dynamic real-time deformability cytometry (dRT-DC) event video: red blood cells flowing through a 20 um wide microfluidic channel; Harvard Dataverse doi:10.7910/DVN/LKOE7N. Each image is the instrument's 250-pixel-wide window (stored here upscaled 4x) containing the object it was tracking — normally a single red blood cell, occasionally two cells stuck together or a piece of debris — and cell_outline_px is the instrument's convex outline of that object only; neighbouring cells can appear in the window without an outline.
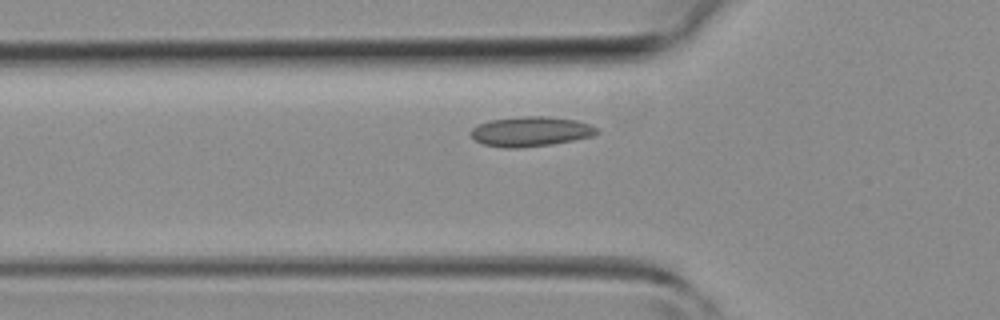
{"species": "common noctule bat (a hibernating species)", "species_latin": "Nyctalus noctula", "temperature_condition": "room temperature", "stored_images_in_passage": 29, "camera_frame_rate_fps": 3000, "um_per_image_px": 0.085, "animal": {"sex": "female", "body_mass_g": 19.3, "forearm_length_mm": 54.1}, "frame": {"image": 1, "passage_image": 2, "time_ms": 0.333, "image_size_px": [1000, 320], "cell_outline_px": [[600, 132], [592, 136], [552, 144], [520, 148], [504, 148], [484, 144], [476, 140], [472, 136], [472, 128], [488, 120], [524, 116], [548, 116], [576, 120], [600, 128]], "centroid_in_image_um": [45.14, 11.17], "position_along_channel_um": 80.7, "area_um2": 21.85}}
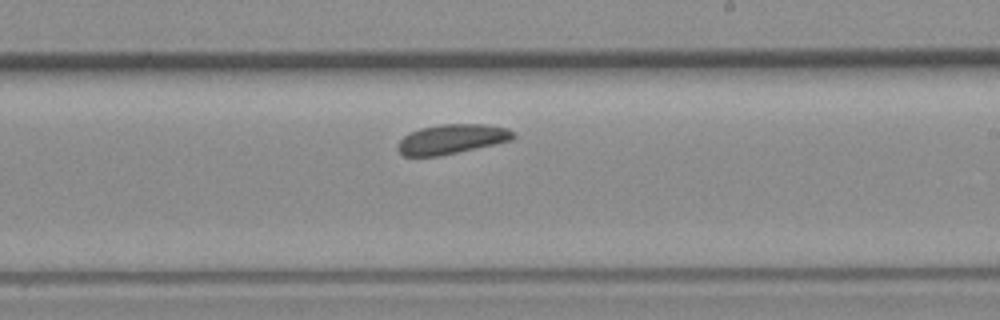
{"frame": {"image": 2, "passage_image": 13, "time_ms": 4.0, "image_size_px": [1000, 320], "cell_outline_px": [[516, 136], [512, 140], [440, 156], [404, 156], [396, 148], [400, 140], [408, 132], [420, 128], [440, 124], [484, 124], [508, 128], [516, 132]], "centroid_in_image_um": [38.4, 11.81], "position_along_channel_um": 250.6, "area_um2": 20.06}}
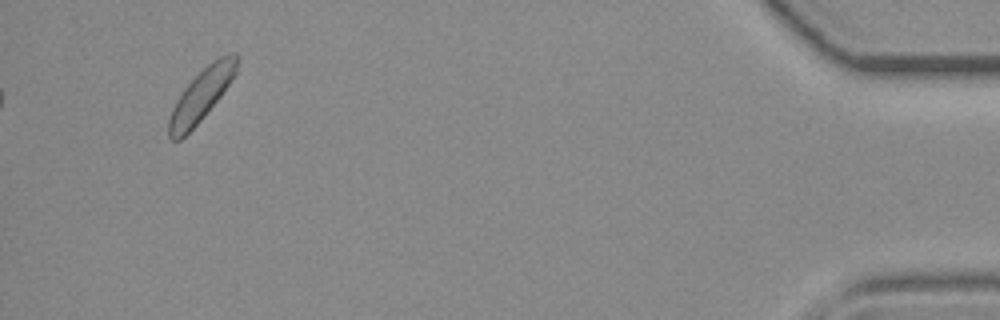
{"frame": {"image": 3, "passage_image": 29, "time_ms": 9.333, "image_size_px": [1000, 320], "cell_outline_px": [[240, 56], [236, 72], [220, 96], [204, 116], [180, 140], [172, 140], [168, 136], [168, 120], [172, 108], [176, 100], [184, 88], [208, 64], [220, 56], [228, 52], [236, 52]], "centroid_in_image_um": [17.12, 8.05], "position_along_channel_um": 418.1, "area_um2": 20.29}}